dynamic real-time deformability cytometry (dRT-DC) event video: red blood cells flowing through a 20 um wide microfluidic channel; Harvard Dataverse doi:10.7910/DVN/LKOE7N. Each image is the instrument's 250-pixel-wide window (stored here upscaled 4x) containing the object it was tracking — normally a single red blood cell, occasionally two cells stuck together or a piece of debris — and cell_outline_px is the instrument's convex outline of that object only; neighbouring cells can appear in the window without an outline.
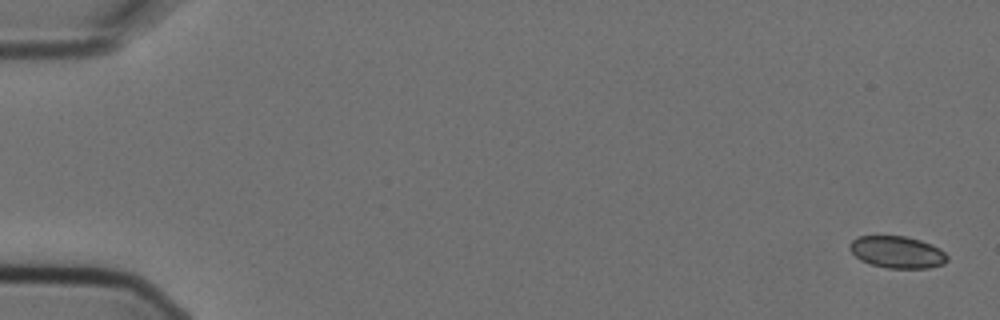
{"species": "Egyptian fruit bat (a non-hibernating species)", "species_latin": "Rousettus aegyptiacus", "temperature_condition": "cold", "stored_images_in_passage": 9, "camera_frame_rate_fps": 3000, "um_per_image_px": 0.085, "animal": {"sex": "female"}, "frame": {"image": 1, "passage_image": 1, "time_ms": 0.0, "image_size_px": [1000, 320], "cell_outline_px": [[948, 260], [944, 264], [928, 268], [888, 268], [872, 264], [860, 260], [848, 248], [848, 244], [852, 240], [860, 236], [904, 236], [920, 240], [932, 244], [940, 248], [948, 256]], "centroid_in_image_um": [76.27, 21.43], "position_along_channel_um": 8.7, "area_um2": 18.21}}
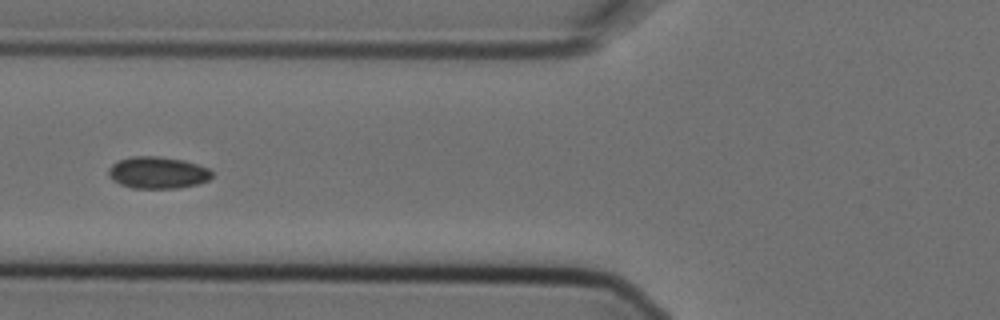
{"frame": {"image": 2, "passage_image": 7, "time_ms": 2.0, "image_size_px": [1000, 320], "cell_outline_px": [[212, 176], [208, 180], [200, 184], [176, 188], [132, 188], [120, 184], [112, 180], [108, 176], [108, 168], [112, 164], [120, 160], [132, 156], [160, 156], [184, 160], [208, 168], [212, 172]], "centroid_in_image_um": [13.39, 14.67], "position_along_channel_um": 112.4, "area_um2": 19.31}}
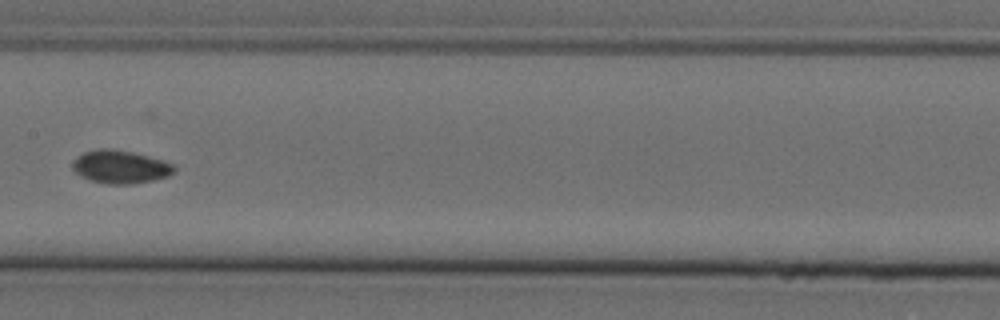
{"frame": {"image": 3, "passage_image": 9, "time_ms": 2.667, "image_size_px": [1000, 320], "cell_outline_px": [[176, 172], [168, 176], [152, 180], [128, 184], [108, 184], [92, 180], [80, 176], [72, 168], [72, 164], [84, 152], [96, 148], [112, 148], [132, 152], [148, 156], [176, 164]], "centroid_in_image_um": [10.27, 14.17], "position_along_channel_um": 197.1, "area_um2": 19.54}}